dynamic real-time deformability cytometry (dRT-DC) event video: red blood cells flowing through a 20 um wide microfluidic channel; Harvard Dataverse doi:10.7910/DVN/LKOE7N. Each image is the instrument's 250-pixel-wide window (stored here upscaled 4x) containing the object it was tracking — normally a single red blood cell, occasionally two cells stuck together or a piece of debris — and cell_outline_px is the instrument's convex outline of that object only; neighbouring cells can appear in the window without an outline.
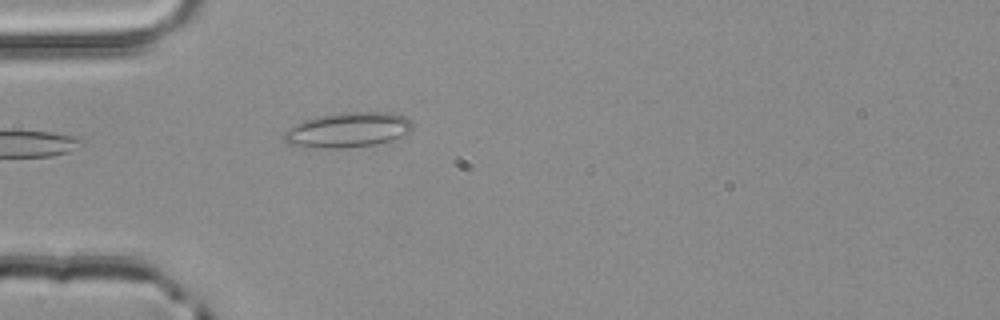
{"species": "common noctule bat (a hibernating species)", "species_latin": "Nyctalus noctula", "temperature_condition": "room temperature", "stored_images_in_passage": 2, "camera_frame_rate_fps": 3000, "um_per_image_px": 0.085, "animal": {"sex": "male", "body_mass_g": 20.4}, "frame": {"image": 1, "passage_image": 2, "time_ms": 0.333, "image_size_px": [1000, 320], "cell_outline_px": [[412, 132], [376, 144], [336, 148], [304, 148], [288, 144], [284, 140], [284, 132], [288, 128], [304, 120], [320, 116], [348, 112], [392, 112], [404, 116], [412, 124]], "centroid_in_image_um": [29.54, 11.05], "position_along_channel_um": 55.5, "area_um2": 26.07}}